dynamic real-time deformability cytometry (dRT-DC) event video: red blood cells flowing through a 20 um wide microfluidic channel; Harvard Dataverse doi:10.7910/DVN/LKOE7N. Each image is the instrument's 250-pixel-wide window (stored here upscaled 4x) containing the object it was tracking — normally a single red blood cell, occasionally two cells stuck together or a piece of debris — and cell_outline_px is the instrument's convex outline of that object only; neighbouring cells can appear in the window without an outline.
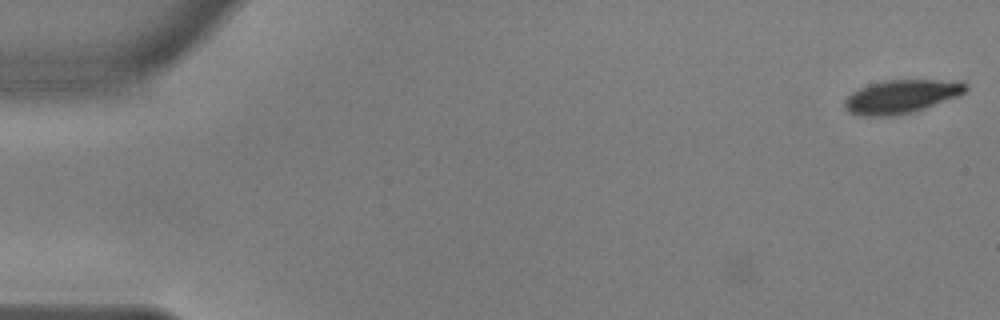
{"species": "common noctule bat (a hibernating species)", "species_latin": "Nyctalus noctula", "temperature_condition": "warm", "stored_images_in_passage": 46, "camera_frame_rate_fps": 3000, "um_per_image_px": 0.085, "animal": {"sex": "male", "body_mass_g": 17.9, "forearm_length_mm": 54.2}, "frame": {"image": 1, "passage_image": 1, "time_ms": 0.0, "image_size_px": [1000, 320], "cell_outline_px": [[968, 88], [960, 96], [912, 112], [896, 116], [860, 116], [848, 112], [844, 108], [844, 100], [852, 92], [860, 88], [884, 80], [960, 80], [968, 84]], "centroid_in_image_um": [76.63, 8.21], "position_along_channel_um": 8.4, "area_um2": 23.81}}
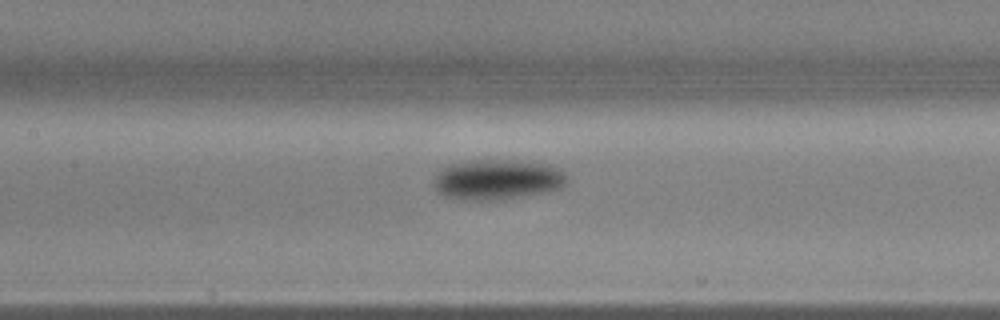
{"frame": {"image": 2, "passage_image": 26, "time_ms": 8.333, "image_size_px": [1000, 320], "cell_outline_px": [[568, 180], [560, 188], [544, 192], [500, 200], [464, 200], [444, 196], [436, 192], [432, 184], [432, 180], [444, 168], [452, 164], [472, 160], [508, 160], [548, 164], [564, 172], [568, 176]], "centroid_in_image_um": [42.25, 15.27], "position_along_channel_um": 165.2, "area_um2": 31.21}}
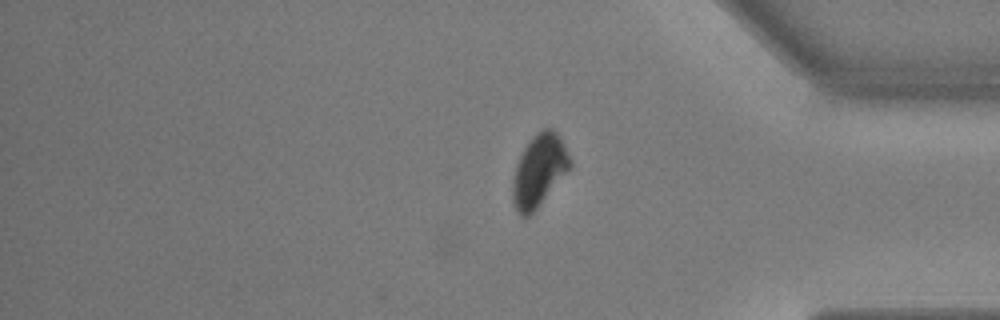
{"frame": {"image": 3, "passage_image": 46, "time_ms": 15.0, "image_size_px": [1000, 320], "cell_outline_px": [[572, 164], [540, 204], [528, 216], [520, 216], [512, 200], [512, 180], [520, 156], [528, 140], [536, 132], [544, 128], [552, 128], [560, 136]], "centroid_in_image_um": [45.79, 14.46], "position_along_channel_um": 389.4, "area_um2": 23.58}, "authors_computed_cell_mechanics": {"area_um2": 27.3683, "velocity_mm_per_s": 3.6298, "shape_relaxation_time_tau1_ms": 1.6278, "shape_relaxation_time_tau2_ms": null, "deformation_change_tau1": 0.1367, "deformation_change_tau2": null}}